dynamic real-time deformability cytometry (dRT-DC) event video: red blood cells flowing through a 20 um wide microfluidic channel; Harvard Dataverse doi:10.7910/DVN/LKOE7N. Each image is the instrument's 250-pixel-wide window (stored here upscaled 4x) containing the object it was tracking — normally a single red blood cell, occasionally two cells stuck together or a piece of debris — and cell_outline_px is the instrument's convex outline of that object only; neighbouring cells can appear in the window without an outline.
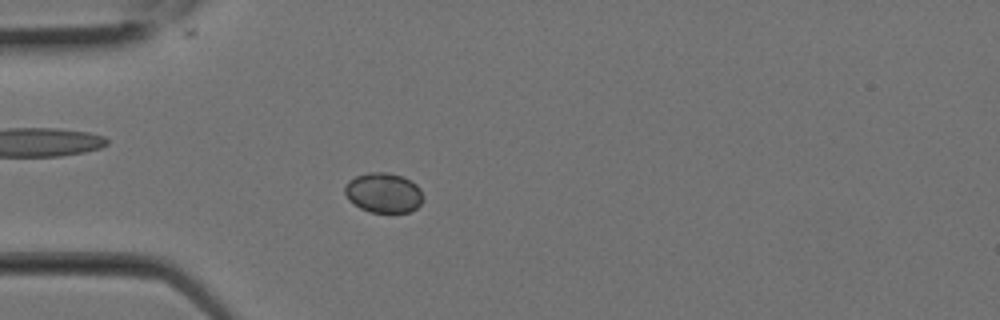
{"species": "Egyptian fruit bat (a non-hibernating species)", "species_latin": "Rousettus aegyptiacus", "temperature_condition": "room temperature", "stored_images_in_passage": 2, "camera_frame_rate_fps": 3000, "um_per_image_px": 0.085, "animal": {"sex": "female"}, "frame": {"image": 1, "passage_image": 2, "time_ms": 0.333, "image_size_px": [1000, 320], "cell_outline_px": [[420, 204], [416, 208], [408, 212], [372, 212], [360, 208], [348, 200], [344, 192], [344, 188], [348, 180], [356, 176], [368, 172], [388, 172], [404, 176], [416, 184], [420, 188]], "centroid_in_image_um": [32.56, 16.37], "position_along_channel_um": 52.4, "area_um2": 18.15}}